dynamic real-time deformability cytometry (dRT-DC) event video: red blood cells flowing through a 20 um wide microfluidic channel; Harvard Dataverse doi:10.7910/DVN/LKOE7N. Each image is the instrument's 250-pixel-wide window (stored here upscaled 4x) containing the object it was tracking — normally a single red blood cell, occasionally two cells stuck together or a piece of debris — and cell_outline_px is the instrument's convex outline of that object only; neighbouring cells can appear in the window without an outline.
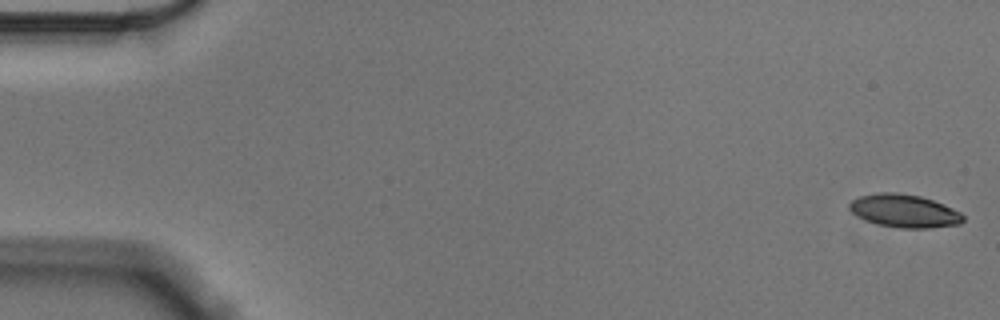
{"species": "Egyptian fruit bat (a non-hibernating species)", "species_latin": "Rousettus aegyptiacus", "temperature_condition": "cold", "stored_images_in_passage": 56, "camera_frame_rate_fps": 3000, "um_per_image_px": 0.085, "animal": {"sex": "male"}, "frame": {"image": 1, "passage_image": 1, "time_ms": 0.0, "image_size_px": [1000, 320], "cell_outline_px": [[964, 220], [960, 224], [928, 228], [900, 228], [876, 224], [852, 212], [848, 208], [848, 204], [852, 200], [860, 196], [876, 192], [896, 192], [920, 196], [944, 204], [960, 212], [964, 216]], "centroid_in_image_um": [76.87, 17.92], "position_along_channel_um": 8.1, "area_um2": 21.85}}
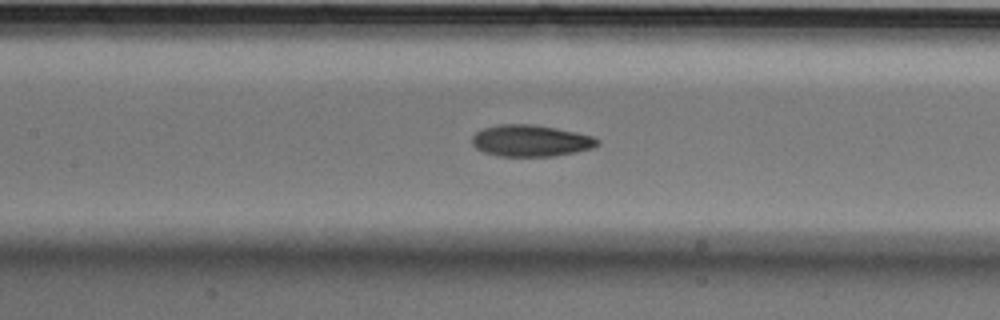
{"frame": {"image": 2, "passage_image": 26, "time_ms": 8.333, "image_size_px": [1000, 320], "cell_outline_px": [[600, 144], [592, 148], [576, 152], [556, 156], [496, 156], [484, 152], [476, 148], [472, 144], [472, 136], [476, 132], [484, 128], [500, 124], [532, 124], [556, 128], [576, 132], [592, 136], [600, 140]], "centroid_in_image_um": [45.12, 11.96], "position_along_channel_um": 162.3, "area_um2": 23.18}}
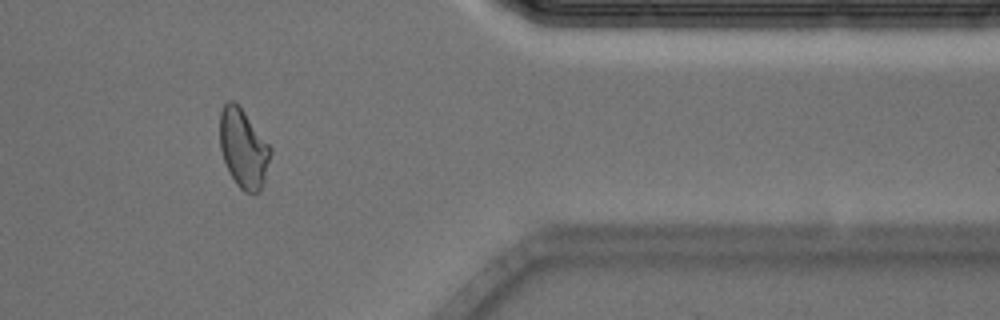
{"frame": {"image": 3, "passage_image": 47, "time_ms": 15.333, "image_size_px": [1000, 320], "cell_outline_px": [[272, 152], [264, 180], [260, 192], [244, 192], [236, 184], [224, 160], [220, 148], [220, 112], [224, 104], [228, 100], [232, 100], [244, 112], [272, 148]], "centroid_in_image_um": [20.69, 12.62], "position_along_channel_um": 390.7, "area_um2": 22.95}, "authors_computed_cell_mechanics": {"area_um2": 22.831, "velocity_mm_per_s": 3.5416, "shape_relaxation_time_tau1_ms": 4.9474, "shape_relaxation_time_tau2_ms": 2.7806, "deformation_change_tau1": 0.1456, "deformation_change_tau2": 0.0849}}